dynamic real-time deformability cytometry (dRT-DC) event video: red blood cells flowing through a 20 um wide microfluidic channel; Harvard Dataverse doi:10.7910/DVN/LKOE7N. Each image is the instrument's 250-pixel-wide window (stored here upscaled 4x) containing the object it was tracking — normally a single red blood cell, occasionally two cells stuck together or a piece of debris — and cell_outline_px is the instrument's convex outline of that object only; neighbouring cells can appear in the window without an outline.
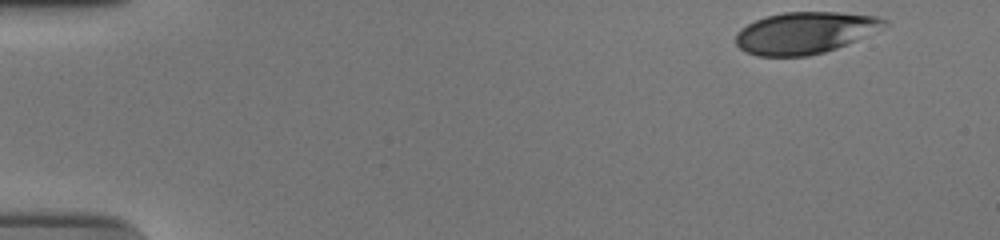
{"species": "human", "species_latin": "Homo sapiens", "temperature_condition": "cold", "stored_images_in_passage": 44, "camera_frame_rate_fps": 3000, "um_per_image_px": 0.085, "donor": {"sex": "male"}, "frame": {"image": 1, "passage_image": 1, "time_ms": 0.0, "image_size_px": [1000, 240], "cell_outline_px": [[888, 24], [836, 48], [824, 52], [808, 56], [756, 56], [744, 52], [736, 44], [736, 32], [740, 28], [756, 20], [768, 16], [784, 12], [836, 12], [876, 16], [888, 20]], "centroid_in_image_um": [68.34, 2.79], "position_along_channel_um": 16.7, "area_um2": 35.66}}
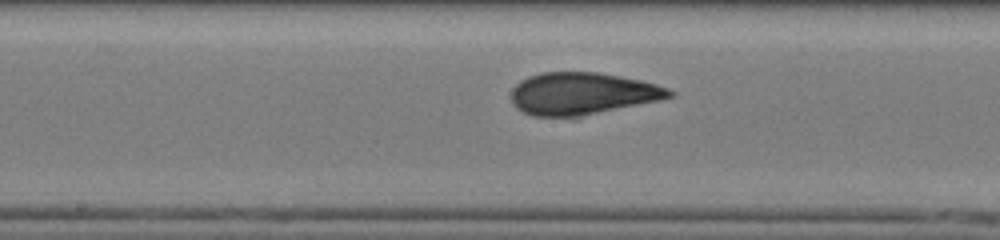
{"frame": {"image": 2, "passage_image": 26, "time_ms": 8.333, "image_size_px": [1000, 240], "cell_outline_px": [[676, 96], [660, 100], [580, 116], [532, 116], [516, 108], [512, 104], [512, 88], [520, 80], [528, 76], [544, 72], [596, 72], [640, 80], [656, 84], [668, 88], [676, 92]], "centroid_in_image_um": [49.49, 7.95], "position_along_channel_um": 198.7, "area_um2": 38.73}}
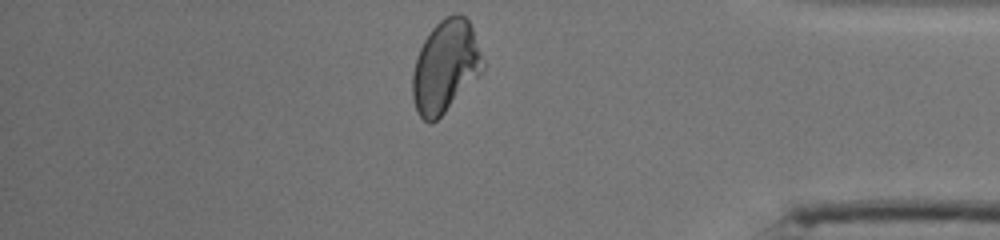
{"frame": {"image": 3, "passage_image": 44, "time_ms": 14.333, "image_size_px": [1000, 240], "cell_outline_px": [[484, 68], [480, 76], [432, 124], [428, 124], [416, 112], [412, 96], [412, 72], [416, 56], [424, 40], [432, 28], [444, 16], [456, 12], [460, 12], [468, 20], [472, 28], [484, 60]], "centroid_in_image_um": [37.85, 5.64], "position_along_channel_um": 397.3, "area_um2": 38.09}, "authors_computed_cell_mechanics": {"area_um2": 38.0613, "velocity_mm_per_s": 3.736, "shape_relaxation_time_tau1_ms": 8.1186, "shape_relaxation_time_tau2_ms": 0.8643, "deformation_change_tau1": 0.192, "deformation_change_tau2": 0.0498}}